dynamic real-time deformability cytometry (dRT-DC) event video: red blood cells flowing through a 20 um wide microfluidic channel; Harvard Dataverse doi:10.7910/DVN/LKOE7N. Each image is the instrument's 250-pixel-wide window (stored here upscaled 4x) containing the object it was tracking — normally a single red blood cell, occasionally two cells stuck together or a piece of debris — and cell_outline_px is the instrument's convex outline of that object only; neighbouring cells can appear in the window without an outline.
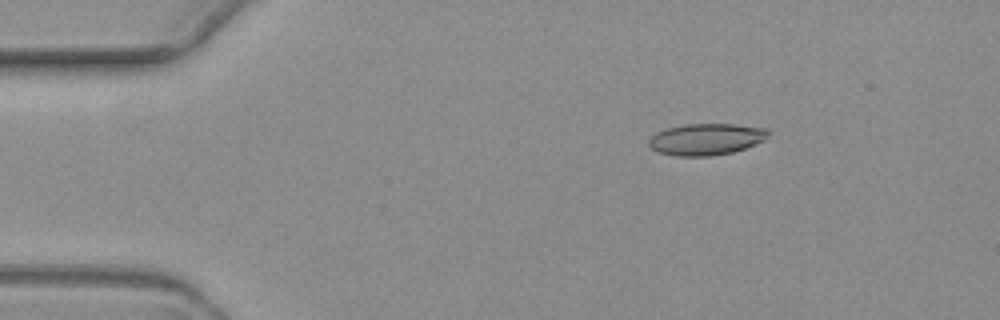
{"species": "common noctule bat (a hibernating species)", "species_latin": "Nyctalus noctula", "temperature_condition": "warm", "stored_images_in_passage": 4, "camera_frame_rate_fps": 3000, "um_per_image_px": 0.085, "animal": {"sex": "female", "body_mass_g": 19.3, "forearm_length_mm": 54.1}, "frame": {"image": 1, "passage_image": 2, "time_ms": 1.0, "image_size_px": [1000, 320], "cell_outline_px": [[768, 136], [764, 140], [744, 148], [732, 152], [708, 156], [676, 156], [660, 152], [652, 148], [648, 144], [648, 140], [656, 132], [668, 128], [684, 124], [732, 124], [768, 128]], "centroid_in_image_um": [60.02, 11.83], "position_along_channel_um": 25.0, "area_um2": 21.79}}